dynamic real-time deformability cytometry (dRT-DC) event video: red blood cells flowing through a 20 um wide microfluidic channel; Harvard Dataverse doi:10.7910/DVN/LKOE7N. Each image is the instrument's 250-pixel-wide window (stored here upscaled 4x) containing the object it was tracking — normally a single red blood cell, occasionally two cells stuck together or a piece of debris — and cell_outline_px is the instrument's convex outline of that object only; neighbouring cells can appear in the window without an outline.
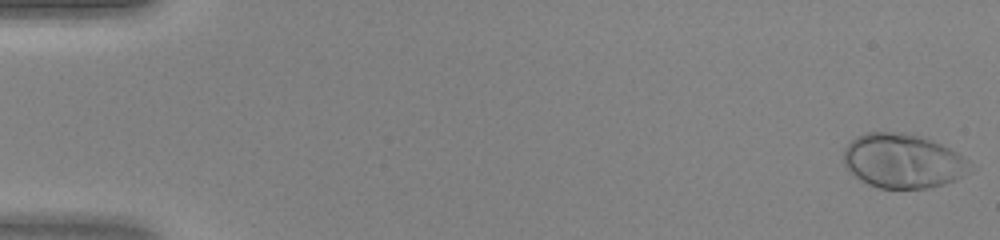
{"species": "human", "species_latin": "Homo sapiens", "temperature_condition": "warm", "stored_images_in_passage": 47, "camera_frame_rate_fps": 3000, "um_per_image_px": 0.085, "donor": {"sex": "female"}, "frame": {"image": 1, "passage_image": 1, "time_ms": 0.0, "image_size_px": [1000, 240], "cell_outline_px": [[968, 160], [960, 176], [956, 180], [944, 184], [928, 188], [880, 188], [868, 184], [860, 180], [844, 164], [844, 148], [856, 136], [868, 132], [904, 132], [924, 136], [956, 152]], "centroid_in_image_um": [76.67, 13.66], "position_along_channel_um": 8.3, "area_um2": 39.42}}
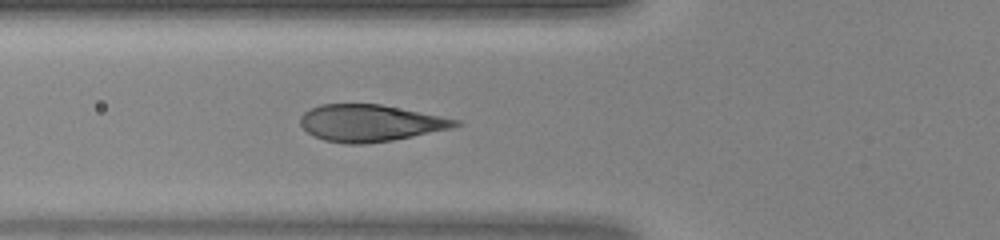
{"frame": {"image": 2, "passage_image": 18, "time_ms": 5.667, "image_size_px": [1000, 240], "cell_outline_px": [[464, 124], [452, 128], [392, 140], [364, 144], [348, 144], [324, 140], [308, 132], [300, 124], [300, 116], [304, 112], [320, 104], [380, 104], [460, 120]], "centroid_in_image_um": [31.47, 10.45], "position_along_channel_um": 94.3, "area_um2": 33.0}}
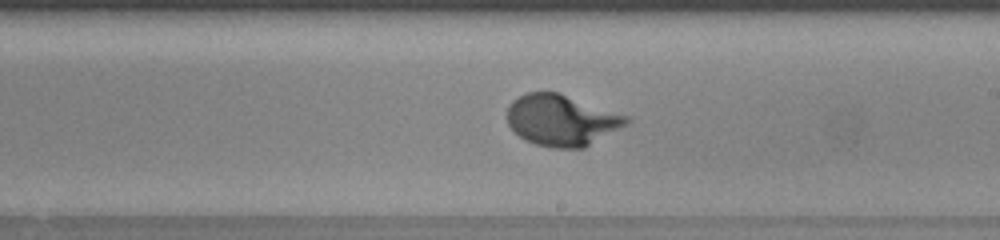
{"frame": {"image": 3, "passage_image": 28, "time_ms": 9.0, "image_size_px": [1000, 240], "cell_outline_px": [[632, 120], [628, 124], [584, 148], [552, 148], [536, 144], [524, 140], [508, 124], [508, 104], [512, 100], [528, 92], [560, 92], [632, 116]], "centroid_in_image_um": [47.8, 10.2], "position_along_channel_um": 241.2, "area_um2": 36.01}}